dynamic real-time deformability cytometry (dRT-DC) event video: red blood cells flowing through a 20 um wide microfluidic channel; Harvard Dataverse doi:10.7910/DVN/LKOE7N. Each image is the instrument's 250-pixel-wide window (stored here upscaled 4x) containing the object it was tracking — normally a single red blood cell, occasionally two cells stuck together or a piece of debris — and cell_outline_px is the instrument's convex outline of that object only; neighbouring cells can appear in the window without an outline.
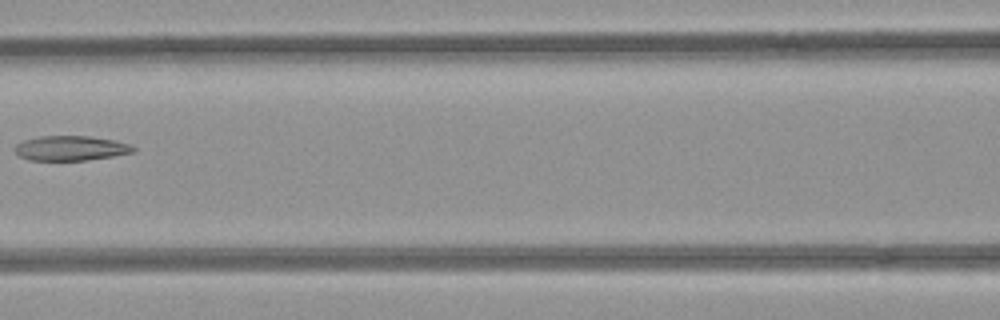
{"species": "common noctule bat (a hibernating species)", "species_latin": "Nyctalus noctula", "temperature_condition": "room temperature", "stored_images_in_passage": 8, "camera_frame_rate_fps": 3000, "um_per_image_px": 0.085, "animal": {"sex": "female", "body_mass_g": 21.9}, "frame": {"image": 1, "passage_image": 7, "time_ms": 2.0, "image_size_px": [1000, 320], "cell_outline_px": [[136, 152], [112, 156], [84, 160], [28, 160], [20, 156], [16, 152], [16, 144], [24, 140], [40, 136], [88, 136], [116, 140], [128, 144], [136, 148]], "centroid_in_image_um": [6.04, 12.59], "position_along_channel_um": 160.6, "area_um2": 16.99}}
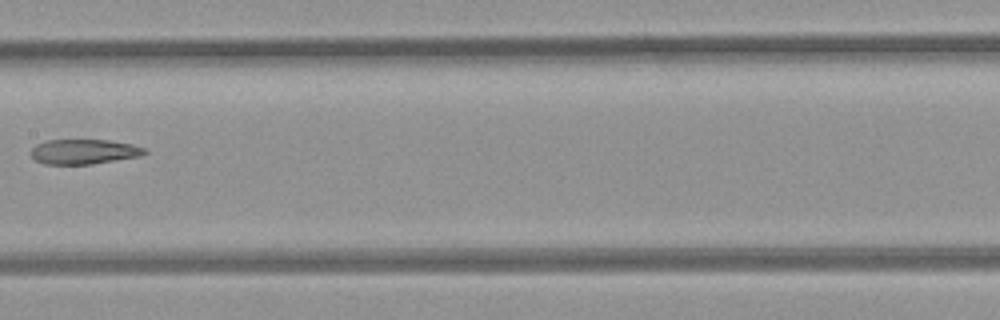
{"frame": {"image": 2, "passage_image": 8, "time_ms": 2.333, "image_size_px": [1000, 320], "cell_outline_px": [[148, 152], [140, 156], [92, 164], [44, 164], [36, 160], [32, 156], [32, 148], [36, 144], [44, 140], [108, 140], [132, 144], [144, 148]], "centroid_in_image_um": [7.13, 12.89], "position_along_channel_um": 200.3, "area_um2": 16.42}}